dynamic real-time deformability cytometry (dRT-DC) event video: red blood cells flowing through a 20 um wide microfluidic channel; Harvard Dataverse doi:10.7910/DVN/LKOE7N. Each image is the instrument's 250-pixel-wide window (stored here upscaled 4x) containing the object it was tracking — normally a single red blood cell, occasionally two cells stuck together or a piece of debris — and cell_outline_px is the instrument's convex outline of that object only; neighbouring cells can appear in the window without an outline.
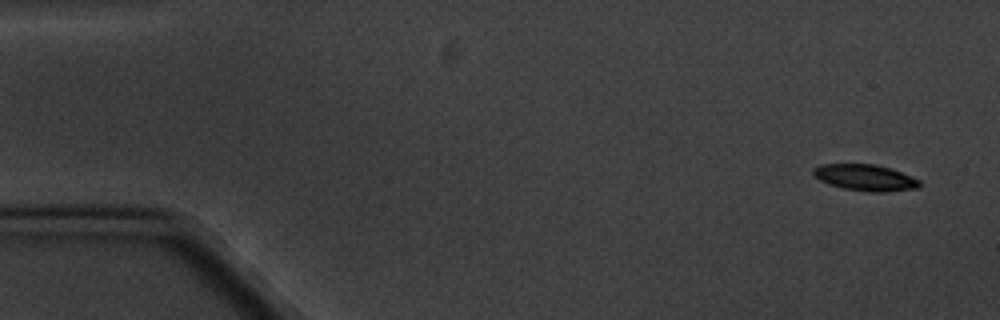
{"species": "common noctule bat (a hibernating species)", "species_latin": "Nyctalus noctula", "temperature_condition": "cold", "stored_images_in_passage": 4, "camera_frame_rate_fps": 3000, "um_per_image_px": 0.085, "animal": {"sex": "male", "body_mass_g": 20.1, "forearm_length_mm": 53.5}, "frame": {"image": 1, "passage_image": 1, "time_ms": 0.0, "image_size_px": [1000, 320], "cell_outline_px": [[920, 184], [916, 188], [884, 192], [872, 192], [844, 188], [828, 184], [820, 180], [812, 172], [812, 168], [820, 164], [876, 164], [900, 172], [920, 180]], "centroid_in_image_um": [73.5, 15.09], "position_along_channel_um": 11.5, "area_um2": 16.07}}